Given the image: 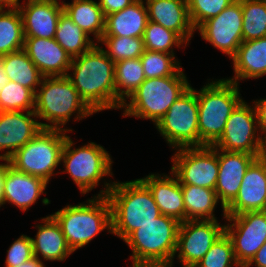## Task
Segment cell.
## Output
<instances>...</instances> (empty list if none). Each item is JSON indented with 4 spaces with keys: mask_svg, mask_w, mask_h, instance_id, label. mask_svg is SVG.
I'll return each instance as SVG.
<instances>
[{
    "mask_svg": "<svg viewBox=\"0 0 266 267\" xmlns=\"http://www.w3.org/2000/svg\"><path fill=\"white\" fill-rule=\"evenodd\" d=\"M266 210V162L256 158L247 168L238 194L225 208L226 215Z\"/></svg>",
    "mask_w": 266,
    "mask_h": 267,
    "instance_id": "obj_18",
    "label": "cell"
},
{
    "mask_svg": "<svg viewBox=\"0 0 266 267\" xmlns=\"http://www.w3.org/2000/svg\"><path fill=\"white\" fill-rule=\"evenodd\" d=\"M236 264L232 242L224 232L195 267H234Z\"/></svg>",
    "mask_w": 266,
    "mask_h": 267,
    "instance_id": "obj_38",
    "label": "cell"
},
{
    "mask_svg": "<svg viewBox=\"0 0 266 267\" xmlns=\"http://www.w3.org/2000/svg\"><path fill=\"white\" fill-rule=\"evenodd\" d=\"M199 90L198 101L199 147L212 146L223 134L230 114L243 101L240 86L226 78L207 79Z\"/></svg>",
    "mask_w": 266,
    "mask_h": 267,
    "instance_id": "obj_5",
    "label": "cell"
},
{
    "mask_svg": "<svg viewBox=\"0 0 266 267\" xmlns=\"http://www.w3.org/2000/svg\"><path fill=\"white\" fill-rule=\"evenodd\" d=\"M115 110L122 104L146 79L140 58L125 59L115 63Z\"/></svg>",
    "mask_w": 266,
    "mask_h": 267,
    "instance_id": "obj_30",
    "label": "cell"
},
{
    "mask_svg": "<svg viewBox=\"0 0 266 267\" xmlns=\"http://www.w3.org/2000/svg\"><path fill=\"white\" fill-rule=\"evenodd\" d=\"M235 267H251L248 262H240L235 265Z\"/></svg>",
    "mask_w": 266,
    "mask_h": 267,
    "instance_id": "obj_50",
    "label": "cell"
},
{
    "mask_svg": "<svg viewBox=\"0 0 266 267\" xmlns=\"http://www.w3.org/2000/svg\"><path fill=\"white\" fill-rule=\"evenodd\" d=\"M140 60L146 79L177 75L183 67L176 55L146 50Z\"/></svg>",
    "mask_w": 266,
    "mask_h": 267,
    "instance_id": "obj_36",
    "label": "cell"
},
{
    "mask_svg": "<svg viewBox=\"0 0 266 267\" xmlns=\"http://www.w3.org/2000/svg\"><path fill=\"white\" fill-rule=\"evenodd\" d=\"M18 267H46L45 263L40 259L33 257L32 259L26 261L25 263L19 265Z\"/></svg>",
    "mask_w": 266,
    "mask_h": 267,
    "instance_id": "obj_44",
    "label": "cell"
},
{
    "mask_svg": "<svg viewBox=\"0 0 266 267\" xmlns=\"http://www.w3.org/2000/svg\"><path fill=\"white\" fill-rule=\"evenodd\" d=\"M34 112L41 120L42 128L68 132L74 131L65 126L71 119L77 122L95 114L81 99L67 76L43 78L35 93Z\"/></svg>",
    "mask_w": 266,
    "mask_h": 267,
    "instance_id": "obj_3",
    "label": "cell"
},
{
    "mask_svg": "<svg viewBox=\"0 0 266 267\" xmlns=\"http://www.w3.org/2000/svg\"><path fill=\"white\" fill-rule=\"evenodd\" d=\"M4 178H5V161L0 162V208H1Z\"/></svg>",
    "mask_w": 266,
    "mask_h": 267,
    "instance_id": "obj_47",
    "label": "cell"
},
{
    "mask_svg": "<svg viewBox=\"0 0 266 267\" xmlns=\"http://www.w3.org/2000/svg\"><path fill=\"white\" fill-rule=\"evenodd\" d=\"M182 69L177 75L145 79L122 104V117L147 119L154 126L191 86Z\"/></svg>",
    "mask_w": 266,
    "mask_h": 267,
    "instance_id": "obj_8",
    "label": "cell"
},
{
    "mask_svg": "<svg viewBox=\"0 0 266 267\" xmlns=\"http://www.w3.org/2000/svg\"><path fill=\"white\" fill-rule=\"evenodd\" d=\"M148 21L144 0H136L123 10L105 17L103 36L143 37Z\"/></svg>",
    "mask_w": 266,
    "mask_h": 267,
    "instance_id": "obj_26",
    "label": "cell"
},
{
    "mask_svg": "<svg viewBox=\"0 0 266 267\" xmlns=\"http://www.w3.org/2000/svg\"><path fill=\"white\" fill-rule=\"evenodd\" d=\"M170 173V174H169ZM150 190L161 214L185 221V205L181 184L176 175L149 173L139 178Z\"/></svg>",
    "mask_w": 266,
    "mask_h": 267,
    "instance_id": "obj_22",
    "label": "cell"
},
{
    "mask_svg": "<svg viewBox=\"0 0 266 267\" xmlns=\"http://www.w3.org/2000/svg\"><path fill=\"white\" fill-rule=\"evenodd\" d=\"M6 251L4 267H18L34 257L31 237L21 234Z\"/></svg>",
    "mask_w": 266,
    "mask_h": 267,
    "instance_id": "obj_40",
    "label": "cell"
},
{
    "mask_svg": "<svg viewBox=\"0 0 266 267\" xmlns=\"http://www.w3.org/2000/svg\"><path fill=\"white\" fill-rule=\"evenodd\" d=\"M260 157L266 162V136L263 137L262 150H261V156Z\"/></svg>",
    "mask_w": 266,
    "mask_h": 267,
    "instance_id": "obj_48",
    "label": "cell"
},
{
    "mask_svg": "<svg viewBox=\"0 0 266 267\" xmlns=\"http://www.w3.org/2000/svg\"><path fill=\"white\" fill-rule=\"evenodd\" d=\"M97 44L115 63L125 59L140 58L145 51L143 37L102 36Z\"/></svg>",
    "mask_w": 266,
    "mask_h": 267,
    "instance_id": "obj_35",
    "label": "cell"
},
{
    "mask_svg": "<svg viewBox=\"0 0 266 267\" xmlns=\"http://www.w3.org/2000/svg\"><path fill=\"white\" fill-rule=\"evenodd\" d=\"M149 21L176 32L188 45L194 37L186 0H144Z\"/></svg>",
    "mask_w": 266,
    "mask_h": 267,
    "instance_id": "obj_23",
    "label": "cell"
},
{
    "mask_svg": "<svg viewBox=\"0 0 266 267\" xmlns=\"http://www.w3.org/2000/svg\"><path fill=\"white\" fill-rule=\"evenodd\" d=\"M42 129L34 111H0V161H8Z\"/></svg>",
    "mask_w": 266,
    "mask_h": 267,
    "instance_id": "obj_16",
    "label": "cell"
},
{
    "mask_svg": "<svg viewBox=\"0 0 266 267\" xmlns=\"http://www.w3.org/2000/svg\"><path fill=\"white\" fill-rule=\"evenodd\" d=\"M23 50L44 77L66 76L72 57L54 38L24 37Z\"/></svg>",
    "mask_w": 266,
    "mask_h": 267,
    "instance_id": "obj_21",
    "label": "cell"
},
{
    "mask_svg": "<svg viewBox=\"0 0 266 267\" xmlns=\"http://www.w3.org/2000/svg\"><path fill=\"white\" fill-rule=\"evenodd\" d=\"M179 226L177 219L162 214L134 230L123 241L131 249L130 267H170Z\"/></svg>",
    "mask_w": 266,
    "mask_h": 267,
    "instance_id": "obj_6",
    "label": "cell"
},
{
    "mask_svg": "<svg viewBox=\"0 0 266 267\" xmlns=\"http://www.w3.org/2000/svg\"><path fill=\"white\" fill-rule=\"evenodd\" d=\"M230 60L234 75L227 77V80L240 86L241 80L263 78L266 76V36L243 41Z\"/></svg>",
    "mask_w": 266,
    "mask_h": 267,
    "instance_id": "obj_25",
    "label": "cell"
},
{
    "mask_svg": "<svg viewBox=\"0 0 266 267\" xmlns=\"http://www.w3.org/2000/svg\"><path fill=\"white\" fill-rule=\"evenodd\" d=\"M191 24L196 30L203 22L217 16L235 0H186Z\"/></svg>",
    "mask_w": 266,
    "mask_h": 267,
    "instance_id": "obj_39",
    "label": "cell"
},
{
    "mask_svg": "<svg viewBox=\"0 0 266 267\" xmlns=\"http://www.w3.org/2000/svg\"><path fill=\"white\" fill-rule=\"evenodd\" d=\"M171 150L199 147L198 101L192 85L155 125Z\"/></svg>",
    "mask_w": 266,
    "mask_h": 267,
    "instance_id": "obj_10",
    "label": "cell"
},
{
    "mask_svg": "<svg viewBox=\"0 0 266 267\" xmlns=\"http://www.w3.org/2000/svg\"><path fill=\"white\" fill-rule=\"evenodd\" d=\"M242 4L243 41L266 36V2L263 0H239Z\"/></svg>",
    "mask_w": 266,
    "mask_h": 267,
    "instance_id": "obj_34",
    "label": "cell"
},
{
    "mask_svg": "<svg viewBox=\"0 0 266 267\" xmlns=\"http://www.w3.org/2000/svg\"><path fill=\"white\" fill-rule=\"evenodd\" d=\"M63 9L76 25L93 40L95 39L96 43L101 40L105 28V16L96 0L66 2Z\"/></svg>",
    "mask_w": 266,
    "mask_h": 267,
    "instance_id": "obj_28",
    "label": "cell"
},
{
    "mask_svg": "<svg viewBox=\"0 0 266 267\" xmlns=\"http://www.w3.org/2000/svg\"><path fill=\"white\" fill-rule=\"evenodd\" d=\"M170 170L180 184L215 189L219 173L218 149L213 146L175 149Z\"/></svg>",
    "mask_w": 266,
    "mask_h": 267,
    "instance_id": "obj_11",
    "label": "cell"
},
{
    "mask_svg": "<svg viewBox=\"0 0 266 267\" xmlns=\"http://www.w3.org/2000/svg\"><path fill=\"white\" fill-rule=\"evenodd\" d=\"M35 93L14 81L0 91V111H34Z\"/></svg>",
    "mask_w": 266,
    "mask_h": 267,
    "instance_id": "obj_37",
    "label": "cell"
},
{
    "mask_svg": "<svg viewBox=\"0 0 266 267\" xmlns=\"http://www.w3.org/2000/svg\"><path fill=\"white\" fill-rule=\"evenodd\" d=\"M54 39L72 58L88 52L97 44L65 12L59 17Z\"/></svg>",
    "mask_w": 266,
    "mask_h": 267,
    "instance_id": "obj_31",
    "label": "cell"
},
{
    "mask_svg": "<svg viewBox=\"0 0 266 267\" xmlns=\"http://www.w3.org/2000/svg\"><path fill=\"white\" fill-rule=\"evenodd\" d=\"M9 82L8 77L5 74L4 68H3V64H2V60L0 57V91L5 87L6 83Z\"/></svg>",
    "mask_w": 266,
    "mask_h": 267,
    "instance_id": "obj_46",
    "label": "cell"
},
{
    "mask_svg": "<svg viewBox=\"0 0 266 267\" xmlns=\"http://www.w3.org/2000/svg\"><path fill=\"white\" fill-rule=\"evenodd\" d=\"M185 205L186 220H217L214 212L217 205H221L224 220H226L225 208L220 204L214 189L181 184ZM219 203V204H218Z\"/></svg>",
    "mask_w": 266,
    "mask_h": 267,
    "instance_id": "obj_27",
    "label": "cell"
},
{
    "mask_svg": "<svg viewBox=\"0 0 266 267\" xmlns=\"http://www.w3.org/2000/svg\"><path fill=\"white\" fill-rule=\"evenodd\" d=\"M51 216L73 252L85 247L104 230L112 234L111 206L106 196H93L76 205L66 204Z\"/></svg>",
    "mask_w": 266,
    "mask_h": 267,
    "instance_id": "obj_7",
    "label": "cell"
},
{
    "mask_svg": "<svg viewBox=\"0 0 266 267\" xmlns=\"http://www.w3.org/2000/svg\"><path fill=\"white\" fill-rule=\"evenodd\" d=\"M19 0H0V10H8L17 7Z\"/></svg>",
    "mask_w": 266,
    "mask_h": 267,
    "instance_id": "obj_45",
    "label": "cell"
},
{
    "mask_svg": "<svg viewBox=\"0 0 266 267\" xmlns=\"http://www.w3.org/2000/svg\"><path fill=\"white\" fill-rule=\"evenodd\" d=\"M257 116V123L260 134L263 137L266 136V98H260L251 101Z\"/></svg>",
    "mask_w": 266,
    "mask_h": 267,
    "instance_id": "obj_42",
    "label": "cell"
},
{
    "mask_svg": "<svg viewBox=\"0 0 266 267\" xmlns=\"http://www.w3.org/2000/svg\"><path fill=\"white\" fill-rule=\"evenodd\" d=\"M104 16L123 10L130 6L136 0H97Z\"/></svg>",
    "mask_w": 266,
    "mask_h": 267,
    "instance_id": "obj_41",
    "label": "cell"
},
{
    "mask_svg": "<svg viewBox=\"0 0 266 267\" xmlns=\"http://www.w3.org/2000/svg\"><path fill=\"white\" fill-rule=\"evenodd\" d=\"M46 1H50V2H52V3H54V4H58V5H60V6H64L65 4H66V2H65V0L63 1V0H46ZM72 1H75V0H71V2Z\"/></svg>",
    "mask_w": 266,
    "mask_h": 267,
    "instance_id": "obj_49",
    "label": "cell"
},
{
    "mask_svg": "<svg viewBox=\"0 0 266 267\" xmlns=\"http://www.w3.org/2000/svg\"><path fill=\"white\" fill-rule=\"evenodd\" d=\"M111 206L112 234L125 240L161 214L149 188L139 179L115 181L106 196Z\"/></svg>",
    "mask_w": 266,
    "mask_h": 267,
    "instance_id": "obj_4",
    "label": "cell"
},
{
    "mask_svg": "<svg viewBox=\"0 0 266 267\" xmlns=\"http://www.w3.org/2000/svg\"><path fill=\"white\" fill-rule=\"evenodd\" d=\"M255 159L256 157L249 153L218 149L219 173L214 190L224 208L235 199L244 174Z\"/></svg>",
    "mask_w": 266,
    "mask_h": 267,
    "instance_id": "obj_19",
    "label": "cell"
},
{
    "mask_svg": "<svg viewBox=\"0 0 266 267\" xmlns=\"http://www.w3.org/2000/svg\"><path fill=\"white\" fill-rule=\"evenodd\" d=\"M39 222L35 223L36 235L31 237L34 257L43 263L64 262L74 252L68 246L59 224L49 214L42 217Z\"/></svg>",
    "mask_w": 266,
    "mask_h": 267,
    "instance_id": "obj_24",
    "label": "cell"
},
{
    "mask_svg": "<svg viewBox=\"0 0 266 267\" xmlns=\"http://www.w3.org/2000/svg\"><path fill=\"white\" fill-rule=\"evenodd\" d=\"M249 264L254 267H266V242L256 252L255 256L250 260Z\"/></svg>",
    "mask_w": 266,
    "mask_h": 267,
    "instance_id": "obj_43",
    "label": "cell"
},
{
    "mask_svg": "<svg viewBox=\"0 0 266 267\" xmlns=\"http://www.w3.org/2000/svg\"><path fill=\"white\" fill-rule=\"evenodd\" d=\"M48 185L44 179L20 172L5 161L1 207L8 203L23 212L29 211L42 194H47Z\"/></svg>",
    "mask_w": 266,
    "mask_h": 267,
    "instance_id": "obj_17",
    "label": "cell"
},
{
    "mask_svg": "<svg viewBox=\"0 0 266 267\" xmlns=\"http://www.w3.org/2000/svg\"><path fill=\"white\" fill-rule=\"evenodd\" d=\"M143 42L146 50L173 55H176L174 51L176 47L181 49L188 46L176 32L151 21H148L145 28Z\"/></svg>",
    "mask_w": 266,
    "mask_h": 267,
    "instance_id": "obj_33",
    "label": "cell"
},
{
    "mask_svg": "<svg viewBox=\"0 0 266 267\" xmlns=\"http://www.w3.org/2000/svg\"><path fill=\"white\" fill-rule=\"evenodd\" d=\"M242 22V4L235 0L217 16L203 22L195 32L231 59L243 42Z\"/></svg>",
    "mask_w": 266,
    "mask_h": 267,
    "instance_id": "obj_15",
    "label": "cell"
},
{
    "mask_svg": "<svg viewBox=\"0 0 266 267\" xmlns=\"http://www.w3.org/2000/svg\"><path fill=\"white\" fill-rule=\"evenodd\" d=\"M224 232L225 223L221 224L219 219L180 222L176 250L170 267L174 266L176 257L181 267H195Z\"/></svg>",
    "mask_w": 266,
    "mask_h": 267,
    "instance_id": "obj_13",
    "label": "cell"
},
{
    "mask_svg": "<svg viewBox=\"0 0 266 267\" xmlns=\"http://www.w3.org/2000/svg\"><path fill=\"white\" fill-rule=\"evenodd\" d=\"M226 216L225 233L232 242L235 260L249 263L266 242V210Z\"/></svg>",
    "mask_w": 266,
    "mask_h": 267,
    "instance_id": "obj_14",
    "label": "cell"
},
{
    "mask_svg": "<svg viewBox=\"0 0 266 267\" xmlns=\"http://www.w3.org/2000/svg\"><path fill=\"white\" fill-rule=\"evenodd\" d=\"M262 141L254 106L243 100L230 114L223 134L212 146L227 152L249 153L259 158Z\"/></svg>",
    "mask_w": 266,
    "mask_h": 267,
    "instance_id": "obj_12",
    "label": "cell"
},
{
    "mask_svg": "<svg viewBox=\"0 0 266 267\" xmlns=\"http://www.w3.org/2000/svg\"><path fill=\"white\" fill-rule=\"evenodd\" d=\"M115 62L96 44L72 58L67 77L81 99L96 114L115 110Z\"/></svg>",
    "mask_w": 266,
    "mask_h": 267,
    "instance_id": "obj_1",
    "label": "cell"
},
{
    "mask_svg": "<svg viewBox=\"0 0 266 267\" xmlns=\"http://www.w3.org/2000/svg\"><path fill=\"white\" fill-rule=\"evenodd\" d=\"M67 133L70 132L43 128L9 158V164L20 172L40 177L49 183L60 172L57 169L61 165Z\"/></svg>",
    "mask_w": 266,
    "mask_h": 267,
    "instance_id": "obj_9",
    "label": "cell"
},
{
    "mask_svg": "<svg viewBox=\"0 0 266 267\" xmlns=\"http://www.w3.org/2000/svg\"><path fill=\"white\" fill-rule=\"evenodd\" d=\"M22 21L24 37L55 38L62 6L46 0H19L17 4Z\"/></svg>",
    "mask_w": 266,
    "mask_h": 267,
    "instance_id": "obj_20",
    "label": "cell"
},
{
    "mask_svg": "<svg viewBox=\"0 0 266 267\" xmlns=\"http://www.w3.org/2000/svg\"><path fill=\"white\" fill-rule=\"evenodd\" d=\"M24 39L19 9L0 10V57L23 49Z\"/></svg>",
    "mask_w": 266,
    "mask_h": 267,
    "instance_id": "obj_32",
    "label": "cell"
},
{
    "mask_svg": "<svg viewBox=\"0 0 266 267\" xmlns=\"http://www.w3.org/2000/svg\"><path fill=\"white\" fill-rule=\"evenodd\" d=\"M61 163L64 169L62 167L59 173H68L81 195L85 196L103 183L99 193L93 196H107L114 184V179H107L114 175L112 156L96 142L90 141L76 147L75 141L68 134L61 153Z\"/></svg>",
    "mask_w": 266,
    "mask_h": 267,
    "instance_id": "obj_2",
    "label": "cell"
},
{
    "mask_svg": "<svg viewBox=\"0 0 266 267\" xmlns=\"http://www.w3.org/2000/svg\"><path fill=\"white\" fill-rule=\"evenodd\" d=\"M6 76L10 81L21 84L36 93L44 76L21 49L1 57Z\"/></svg>",
    "mask_w": 266,
    "mask_h": 267,
    "instance_id": "obj_29",
    "label": "cell"
}]
</instances>
